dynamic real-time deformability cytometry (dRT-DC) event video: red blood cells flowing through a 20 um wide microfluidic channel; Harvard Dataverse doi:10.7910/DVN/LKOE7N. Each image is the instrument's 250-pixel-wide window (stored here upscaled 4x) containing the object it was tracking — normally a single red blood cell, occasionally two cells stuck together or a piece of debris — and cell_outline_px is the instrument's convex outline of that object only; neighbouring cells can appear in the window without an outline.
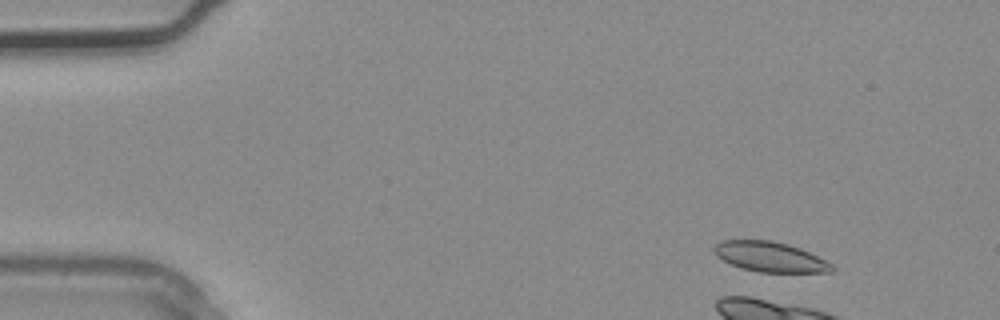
{"species": "common noctule bat (a hibernating species)", "species_latin": "Nyctalus noctula", "temperature_condition": "warm", "stored_images_in_passage": 1, "camera_frame_rate_fps": 3000, "um_per_image_px": 0.085, "animal": {"sex": "male", "body_mass_g": 20.4}, "frame": {"image": 1, "passage_image": 1, "time_ms": 0.0, "image_size_px": [1000, 320], "cell_outline_px": [[836, 268], [832, 272], [760, 272], [740, 268], [716, 256], [712, 252], [712, 248], [716, 244], [724, 240], [772, 240], [788, 244], [800, 248], [832, 264]], "centroid_in_image_um": [65.43, 21.83], "position_along_channel_um": 19.6, "area_um2": 20.58}}